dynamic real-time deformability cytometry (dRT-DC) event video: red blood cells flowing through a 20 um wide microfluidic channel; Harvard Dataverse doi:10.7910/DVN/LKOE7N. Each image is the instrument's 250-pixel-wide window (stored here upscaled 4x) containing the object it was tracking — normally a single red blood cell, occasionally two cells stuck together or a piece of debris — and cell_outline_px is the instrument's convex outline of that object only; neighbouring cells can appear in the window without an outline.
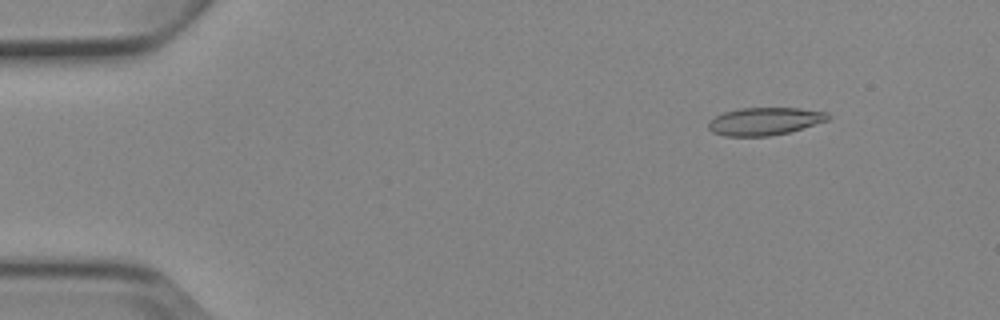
{"species": "Egyptian fruit bat (a non-hibernating species)", "species_latin": "Rousettus aegyptiacus", "temperature_condition": "cold", "stored_images_in_passage": 4, "camera_frame_rate_fps": 3000, "um_per_image_px": 0.085, "animal": {"sex": "female"}, "frame": {"image": 1, "passage_image": 2, "time_ms": 1.0, "image_size_px": [1000, 320], "cell_outline_px": [[832, 116], [828, 120], [788, 132], [768, 136], [724, 136], [712, 132], [708, 128], [708, 124], [716, 116], [724, 112], [740, 108], [800, 108], [828, 112]], "centroid_in_image_um": [65.01, 10.3], "position_along_channel_um": 20.0, "area_um2": 19.19}}
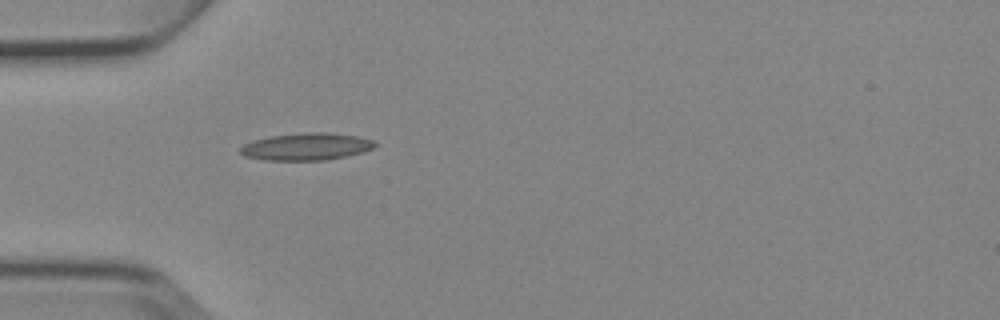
{"frame": {"image": 2, "passage_image": 4, "time_ms": 4.333, "image_size_px": [1000, 320], "cell_outline_px": [[376, 144], [372, 148], [360, 152], [344, 156], [324, 160], [264, 160], [244, 156], [240, 152], [240, 148], [244, 144], [252, 140], [272, 136], [304, 132], [328, 132], [356, 136], [372, 140]], "centroid_in_image_um": [25.98, 12.46], "position_along_channel_um": 59.0, "area_um2": 21.1}}